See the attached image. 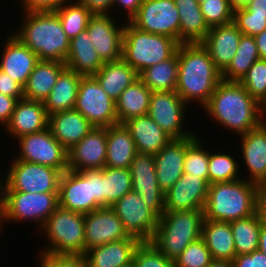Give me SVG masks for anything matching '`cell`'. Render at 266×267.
I'll return each instance as SVG.
<instances>
[{
    "label": "cell",
    "instance_id": "obj_18",
    "mask_svg": "<svg viewBox=\"0 0 266 267\" xmlns=\"http://www.w3.org/2000/svg\"><path fill=\"white\" fill-rule=\"evenodd\" d=\"M84 249L129 238L122 221L111 207H101L84 214Z\"/></svg>",
    "mask_w": 266,
    "mask_h": 267
},
{
    "label": "cell",
    "instance_id": "obj_37",
    "mask_svg": "<svg viewBox=\"0 0 266 267\" xmlns=\"http://www.w3.org/2000/svg\"><path fill=\"white\" fill-rule=\"evenodd\" d=\"M138 76L152 92L175 90L178 76V48L171 58L144 69Z\"/></svg>",
    "mask_w": 266,
    "mask_h": 267
},
{
    "label": "cell",
    "instance_id": "obj_46",
    "mask_svg": "<svg viewBox=\"0 0 266 267\" xmlns=\"http://www.w3.org/2000/svg\"><path fill=\"white\" fill-rule=\"evenodd\" d=\"M212 260L204 240L199 238L190 243L174 262L175 267H207Z\"/></svg>",
    "mask_w": 266,
    "mask_h": 267
},
{
    "label": "cell",
    "instance_id": "obj_55",
    "mask_svg": "<svg viewBox=\"0 0 266 267\" xmlns=\"http://www.w3.org/2000/svg\"><path fill=\"white\" fill-rule=\"evenodd\" d=\"M93 15L108 14L114 0H79Z\"/></svg>",
    "mask_w": 266,
    "mask_h": 267
},
{
    "label": "cell",
    "instance_id": "obj_34",
    "mask_svg": "<svg viewBox=\"0 0 266 267\" xmlns=\"http://www.w3.org/2000/svg\"><path fill=\"white\" fill-rule=\"evenodd\" d=\"M82 76L69 68H65L60 73L50 94L43 101L48 115L74 109Z\"/></svg>",
    "mask_w": 266,
    "mask_h": 267
},
{
    "label": "cell",
    "instance_id": "obj_66",
    "mask_svg": "<svg viewBox=\"0 0 266 267\" xmlns=\"http://www.w3.org/2000/svg\"><path fill=\"white\" fill-rule=\"evenodd\" d=\"M204 1H206V0H197V2H198L199 4L203 3Z\"/></svg>",
    "mask_w": 266,
    "mask_h": 267
},
{
    "label": "cell",
    "instance_id": "obj_41",
    "mask_svg": "<svg viewBox=\"0 0 266 267\" xmlns=\"http://www.w3.org/2000/svg\"><path fill=\"white\" fill-rule=\"evenodd\" d=\"M55 12L70 40L87 29L88 21L93 15L79 0L65 3Z\"/></svg>",
    "mask_w": 266,
    "mask_h": 267
},
{
    "label": "cell",
    "instance_id": "obj_64",
    "mask_svg": "<svg viewBox=\"0 0 266 267\" xmlns=\"http://www.w3.org/2000/svg\"><path fill=\"white\" fill-rule=\"evenodd\" d=\"M263 119H264V122H266V102L263 105Z\"/></svg>",
    "mask_w": 266,
    "mask_h": 267
},
{
    "label": "cell",
    "instance_id": "obj_54",
    "mask_svg": "<svg viewBox=\"0 0 266 267\" xmlns=\"http://www.w3.org/2000/svg\"><path fill=\"white\" fill-rule=\"evenodd\" d=\"M17 101L15 97L0 93V124L3 125L2 127L8 124Z\"/></svg>",
    "mask_w": 266,
    "mask_h": 267
},
{
    "label": "cell",
    "instance_id": "obj_52",
    "mask_svg": "<svg viewBox=\"0 0 266 267\" xmlns=\"http://www.w3.org/2000/svg\"><path fill=\"white\" fill-rule=\"evenodd\" d=\"M0 93L10 97H15L17 100L23 99V87L1 69Z\"/></svg>",
    "mask_w": 266,
    "mask_h": 267
},
{
    "label": "cell",
    "instance_id": "obj_8",
    "mask_svg": "<svg viewBox=\"0 0 266 267\" xmlns=\"http://www.w3.org/2000/svg\"><path fill=\"white\" fill-rule=\"evenodd\" d=\"M59 207L58 193H26L6 191L0 210V229L9 222L33 221L43 228L50 215ZM9 221V222H8ZM7 222V223H6Z\"/></svg>",
    "mask_w": 266,
    "mask_h": 267
},
{
    "label": "cell",
    "instance_id": "obj_40",
    "mask_svg": "<svg viewBox=\"0 0 266 267\" xmlns=\"http://www.w3.org/2000/svg\"><path fill=\"white\" fill-rule=\"evenodd\" d=\"M132 191L130 168H103V207H111Z\"/></svg>",
    "mask_w": 266,
    "mask_h": 267
},
{
    "label": "cell",
    "instance_id": "obj_56",
    "mask_svg": "<svg viewBox=\"0 0 266 267\" xmlns=\"http://www.w3.org/2000/svg\"><path fill=\"white\" fill-rule=\"evenodd\" d=\"M256 212L266 222V181L256 183Z\"/></svg>",
    "mask_w": 266,
    "mask_h": 267
},
{
    "label": "cell",
    "instance_id": "obj_58",
    "mask_svg": "<svg viewBox=\"0 0 266 267\" xmlns=\"http://www.w3.org/2000/svg\"><path fill=\"white\" fill-rule=\"evenodd\" d=\"M245 8L251 13L266 15V0H253Z\"/></svg>",
    "mask_w": 266,
    "mask_h": 267
},
{
    "label": "cell",
    "instance_id": "obj_25",
    "mask_svg": "<svg viewBox=\"0 0 266 267\" xmlns=\"http://www.w3.org/2000/svg\"><path fill=\"white\" fill-rule=\"evenodd\" d=\"M142 241L134 236L88 249V267H124L133 262L134 252Z\"/></svg>",
    "mask_w": 266,
    "mask_h": 267
},
{
    "label": "cell",
    "instance_id": "obj_60",
    "mask_svg": "<svg viewBox=\"0 0 266 267\" xmlns=\"http://www.w3.org/2000/svg\"><path fill=\"white\" fill-rule=\"evenodd\" d=\"M258 250L263 252L264 255H266V222L261 225Z\"/></svg>",
    "mask_w": 266,
    "mask_h": 267
},
{
    "label": "cell",
    "instance_id": "obj_29",
    "mask_svg": "<svg viewBox=\"0 0 266 267\" xmlns=\"http://www.w3.org/2000/svg\"><path fill=\"white\" fill-rule=\"evenodd\" d=\"M97 54L87 30L70 40V49L65 65L83 76L94 75L104 65Z\"/></svg>",
    "mask_w": 266,
    "mask_h": 267
},
{
    "label": "cell",
    "instance_id": "obj_43",
    "mask_svg": "<svg viewBox=\"0 0 266 267\" xmlns=\"http://www.w3.org/2000/svg\"><path fill=\"white\" fill-rule=\"evenodd\" d=\"M239 164L233 155L228 153L209 151V184L217 182L236 181L243 177H240Z\"/></svg>",
    "mask_w": 266,
    "mask_h": 267
},
{
    "label": "cell",
    "instance_id": "obj_13",
    "mask_svg": "<svg viewBox=\"0 0 266 267\" xmlns=\"http://www.w3.org/2000/svg\"><path fill=\"white\" fill-rule=\"evenodd\" d=\"M186 108V109H185ZM188 104L175 91L152 92L148 115L172 139L191 137L196 133L183 129Z\"/></svg>",
    "mask_w": 266,
    "mask_h": 267
},
{
    "label": "cell",
    "instance_id": "obj_9",
    "mask_svg": "<svg viewBox=\"0 0 266 267\" xmlns=\"http://www.w3.org/2000/svg\"><path fill=\"white\" fill-rule=\"evenodd\" d=\"M6 177V191L58 193L61 172L55 168L13 158Z\"/></svg>",
    "mask_w": 266,
    "mask_h": 267
},
{
    "label": "cell",
    "instance_id": "obj_53",
    "mask_svg": "<svg viewBox=\"0 0 266 267\" xmlns=\"http://www.w3.org/2000/svg\"><path fill=\"white\" fill-rule=\"evenodd\" d=\"M82 172L92 180L93 197L103 207V169L84 170Z\"/></svg>",
    "mask_w": 266,
    "mask_h": 267
},
{
    "label": "cell",
    "instance_id": "obj_63",
    "mask_svg": "<svg viewBox=\"0 0 266 267\" xmlns=\"http://www.w3.org/2000/svg\"><path fill=\"white\" fill-rule=\"evenodd\" d=\"M3 178L1 179L0 176V210L2 208L4 198H5V192H6V178H5V183L2 182ZM2 182V183H1Z\"/></svg>",
    "mask_w": 266,
    "mask_h": 267
},
{
    "label": "cell",
    "instance_id": "obj_28",
    "mask_svg": "<svg viewBox=\"0 0 266 267\" xmlns=\"http://www.w3.org/2000/svg\"><path fill=\"white\" fill-rule=\"evenodd\" d=\"M124 124L140 153L156 154L172 139L148 114L130 118Z\"/></svg>",
    "mask_w": 266,
    "mask_h": 267
},
{
    "label": "cell",
    "instance_id": "obj_16",
    "mask_svg": "<svg viewBox=\"0 0 266 267\" xmlns=\"http://www.w3.org/2000/svg\"><path fill=\"white\" fill-rule=\"evenodd\" d=\"M58 200L61 208L81 214L102 207L93 197L92 180L83 172L69 169L61 174Z\"/></svg>",
    "mask_w": 266,
    "mask_h": 267
},
{
    "label": "cell",
    "instance_id": "obj_7",
    "mask_svg": "<svg viewBox=\"0 0 266 267\" xmlns=\"http://www.w3.org/2000/svg\"><path fill=\"white\" fill-rule=\"evenodd\" d=\"M46 234L48 245L40 253L85 254L84 214L60 206L50 215L41 229Z\"/></svg>",
    "mask_w": 266,
    "mask_h": 267
},
{
    "label": "cell",
    "instance_id": "obj_5",
    "mask_svg": "<svg viewBox=\"0 0 266 267\" xmlns=\"http://www.w3.org/2000/svg\"><path fill=\"white\" fill-rule=\"evenodd\" d=\"M203 210L164 212L150 242L168 259L175 260L192 242L201 238Z\"/></svg>",
    "mask_w": 266,
    "mask_h": 267
},
{
    "label": "cell",
    "instance_id": "obj_1",
    "mask_svg": "<svg viewBox=\"0 0 266 267\" xmlns=\"http://www.w3.org/2000/svg\"><path fill=\"white\" fill-rule=\"evenodd\" d=\"M222 127L237 135L246 134L263 122V106L240 82L221 81L202 107Z\"/></svg>",
    "mask_w": 266,
    "mask_h": 267
},
{
    "label": "cell",
    "instance_id": "obj_10",
    "mask_svg": "<svg viewBox=\"0 0 266 267\" xmlns=\"http://www.w3.org/2000/svg\"><path fill=\"white\" fill-rule=\"evenodd\" d=\"M74 109L94 127H109L118 123L116 102L107 95L93 75L82 76Z\"/></svg>",
    "mask_w": 266,
    "mask_h": 267
},
{
    "label": "cell",
    "instance_id": "obj_42",
    "mask_svg": "<svg viewBox=\"0 0 266 267\" xmlns=\"http://www.w3.org/2000/svg\"><path fill=\"white\" fill-rule=\"evenodd\" d=\"M197 134L198 133L191 137H186L184 173L200 176L209 183V150L206 148L204 149L203 142Z\"/></svg>",
    "mask_w": 266,
    "mask_h": 267
},
{
    "label": "cell",
    "instance_id": "obj_26",
    "mask_svg": "<svg viewBox=\"0 0 266 267\" xmlns=\"http://www.w3.org/2000/svg\"><path fill=\"white\" fill-rule=\"evenodd\" d=\"M241 137L242 159L249 171L246 179L253 183L265 181L266 177V122Z\"/></svg>",
    "mask_w": 266,
    "mask_h": 267
},
{
    "label": "cell",
    "instance_id": "obj_65",
    "mask_svg": "<svg viewBox=\"0 0 266 267\" xmlns=\"http://www.w3.org/2000/svg\"><path fill=\"white\" fill-rule=\"evenodd\" d=\"M124 267H137V266L134 264V262H132V263H130L129 265L124 266Z\"/></svg>",
    "mask_w": 266,
    "mask_h": 267
},
{
    "label": "cell",
    "instance_id": "obj_59",
    "mask_svg": "<svg viewBox=\"0 0 266 267\" xmlns=\"http://www.w3.org/2000/svg\"><path fill=\"white\" fill-rule=\"evenodd\" d=\"M260 59H266V29L254 36Z\"/></svg>",
    "mask_w": 266,
    "mask_h": 267
},
{
    "label": "cell",
    "instance_id": "obj_11",
    "mask_svg": "<svg viewBox=\"0 0 266 267\" xmlns=\"http://www.w3.org/2000/svg\"><path fill=\"white\" fill-rule=\"evenodd\" d=\"M17 140L20 154L16 159L46 165L61 173L68 170V150L54 138L49 128Z\"/></svg>",
    "mask_w": 266,
    "mask_h": 267
},
{
    "label": "cell",
    "instance_id": "obj_51",
    "mask_svg": "<svg viewBox=\"0 0 266 267\" xmlns=\"http://www.w3.org/2000/svg\"><path fill=\"white\" fill-rule=\"evenodd\" d=\"M232 264L233 267H266V255L259 250L250 254L236 255Z\"/></svg>",
    "mask_w": 266,
    "mask_h": 267
},
{
    "label": "cell",
    "instance_id": "obj_15",
    "mask_svg": "<svg viewBox=\"0 0 266 267\" xmlns=\"http://www.w3.org/2000/svg\"><path fill=\"white\" fill-rule=\"evenodd\" d=\"M130 171L132 190L160 218L165 212L164 192L158 186L154 154L137 152L131 162Z\"/></svg>",
    "mask_w": 266,
    "mask_h": 267
},
{
    "label": "cell",
    "instance_id": "obj_21",
    "mask_svg": "<svg viewBox=\"0 0 266 267\" xmlns=\"http://www.w3.org/2000/svg\"><path fill=\"white\" fill-rule=\"evenodd\" d=\"M7 37L0 59V69L24 88L39 58L13 34Z\"/></svg>",
    "mask_w": 266,
    "mask_h": 267
},
{
    "label": "cell",
    "instance_id": "obj_32",
    "mask_svg": "<svg viewBox=\"0 0 266 267\" xmlns=\"http://www.w3.org/2000/svg\"><path fill=\"white\" fill-rule=\"evenodd\" d=\"M93 76L114 101L119 98L124 89L139 78L137 71L122 58L105 62Z\"/></svg>",
    "mask_w": 266,
    "mask_h": 267
},
{
    "label": "cell",
    "instance_id": "obj_36",
    "mask_svg": "<svg viewBox=\"0 0 266 267\" xmlns=\"http://www.w3.org/2000/svg\"><path fill=\"white\" fill-rule=\"evenodd\" d=\"M152 91L138 78L122 91L116 102L118 123L148 114Z\"/></svg>",
    "mask_w": 266,
    "mask_h": 267
},
{
    "label": "cell",
    "instance_id": "obj_14",
    "mask_svg": "<svg viewBox=\"0 0 266 267\" xmlns=\"http://www.w3.org/2000/svg\"><path fill=\"white\" fill-rule=\"evenodd\" d=\"M111 208L122 221L130 236L150 241L158 226L159 217L149 209L133 190L125 194Z\"/></svg>",
    "mask_w": 266,
    "mask_h": 267
},
{
    "label": "cell",
    "instance_id": "obj_4",
    "mask_svg": "<svg viewBox=\"0 0 266 267\" xmlns=\"http://www.w3.org/2000/svg\"><path fill=\"white\" fill-rule=\"evenodd\" d=\"M205 219L231 222L256 213V184L246 179L209 184Z\"/></svg>",
    "mask_w": 266,
    "mask_h": 267
},
{
    "label": "cell",
    "instance_id": "obj_30",
    "mask_svg": "<svg viewBox=\"0 0 266 267\" xmlns=\"http://www.w3.org/2000/svg\"><path fill=\"white\" fill-rule=\"evenodd\" d=\"M65 68L60 61L39 60L23 88V99L43 102Z\"/></svg>",
    "mask_w": 266,
    "mask_h": 267
},
{
    "label": "cell",
    "instance_id": "obj_22",
    "mask_svg": "<svg viewBox=\"0 0 266 267\" xmlns=\"http://www.w3.org/2000/svg\"><path fill=\"white\" fill-rule=\"evenodd\" d=\"M49 115L43 102L18 100L8 124L4 129L16 139L48 128Z\"/></svg>",
    "mask_w": 266,
    "mask_h": 267
},
{
    "label": "cell",
    "instance_id": "obj_49",
    "mask_svg": "<svg viewBox=\"0 0 266 267\" xmlns=\"http://www.w3.org/2000/svg\"><path fill=\"white\" fill-rule=\"evenodd\" d=\"M39 267H88L84 254L40 253Z\"/></svg>",
    "mask_w": 266,
    "mask_h": 267
},
{
    "label": "cell",
    "instance_id": "obj_47",
    "mask_svg": "<svg viewBox=\"0 0 266 267\" xmlns=\"http://www.w3.org/2000/svg\"><path fill=\"white\" fill-rule=\"evenodd\" d=\"M133 262L137 267H175L150 241H142L134 252Z\"/></svg>",
    "mask_w": 266,
    "mask_h": 267
},
{
    "label": "cell",
    "instance_id": "obj_45",
    "mask_svg": "<svg viewBox=\"0 0 266 267\" xmlns=\"http://www.w3.org/2000/svg\"><path fill=\"white\" fill-rule=\"evenodd\" d=\"M200 8L209 28L233 22L234 10L229 0H206Z\"/></svg>",
    "mask_w": 266,
    "mask_h": 267
},
{
    "label": "cell",
    "instance_id": "obj_24",
    "mask_svg": "<svg viewBox=\"0 0 266 267\" xmlns=\"http://www.w3.org/2000/svg\"><path fill=\"white\" fill-rule=\"evenodd\" d=\"M241 36L240 30L231 22L210 28L207 36L201 42L221 73L235 56Z\"/></svg>",
    "mask_w": 266,
    "mask_h": 267
},
{
    "label": "cell",
    "instance_id": "obj_6",
    "mask_svg": "<svg viewBox=\"0 0 266 267\" xmlns=\"http://www.w3.org/2000/svg\"><path fill=\"white\" fill-rule=\"evenodd\" d=\"M179 43L168 36L139 30L125 23L122 39V59L139 74L144 69L171 58Z\"/></svg>",
    "mask_w": 266,
    "mask_h": 267
},
{
    "label": "cell",
    "instance_id": "obj_23",
    "mask_svg": "<svg viewBox=\"0 0 266 267\" xmlns=\"http://www.w3.org/2000/svg\"><path fill=\"white\" fill-rule=\"evenodd\" d=\"M185 156L186 137L171 139L154 154L158 186L164 193L184 174Z\"/></svg>",
    "mask_w": 266,
    "mask_h": 267
},
{
    "label": "cell",
    "instance_id": "obj_31",
    "mask_svg": "<svg viewBox=\"0 0 266 267\" xmlns=\"http://www.w3.org/2000/svg\"><path fill=\"white\" fill-rule=\"evenodd\" d=\"M136 153L135 142L124 123H117L107 127L105 167L130 168Z\"/></svg>",
    "mask_w": 266,
    "mask_h": 267
},
{
    "label": "cell",
    "instance_id": "obj_39",
    "mask_svg": "<svg viewBox=\"0 0 266 267\" xmlns=\"http://www.w3.org/2000/svg\"><path fill=\"white\" fill-rule=\"evenodd\" d=\"M264 222L257 212L230 222L236 255L250 254L258 250L259 233Z\"/></svg>",
    "mask_w": 266,
    "mask_h": 267
},
{
    "label": "cell",
    "instance_id": "obj_61",
    "mask_svg": "<svg viewBox=\"0 0 266 267\" xmlns=\"http://www.w3.org/2000/svg\"><path fill=\"white\" fill-rule=\"evenodd\" d=\"M233 10L245 8L253 0H229Z\"/></svg>",
    "mask_w": 266,
    "mask_h": 267
},
{
    "label": "cell",
    "instance_id": "obj_35",
    "mask_svg": "<svg viewBox=\"0 0 266 267\" xmlns=\"http://www.w3.org/2000/svg\"><path fill=\"white\" fill-rule=\"evenodd\" d=\"M180 18V44L201 43L210 28L197 0H174Z\"/></svg>",
    "mask_w": 266,
    "mask_h": 267
},
{
    "label": "cell",
    "instance_id": "obj_17",
    "mask_svg": "<svg viewBox=\"0 0 266 267\" xmlns=\"http://www.w3.org/2000/svg\"><path fill=\"white\" fill-rule=\"evenodd\" d=\"M107 156V127H93L76 145L68 150V169H103Z\"/></svg>",
    "mask_w": 266,
    "mask_h": 267
},
{
    "label": "cell",
    "instance_id": "obj_62",
    "mask_svg": "<svg viewBox=\"0 0 266 267\" xmlns=\"http://www.w3.org/2000/svg\"><path fill=\"white\" fill-rule=\"evenodd\" d=\"M207 267H233V264L227 260H212Z\"/></svg>",
    "mask_w": 266,
    "mask_h": 267
},
{
    "label": "cell",
    "instance_id": "obj_20",
    "mask_svg": "<svg viewBox=\"0 0 266 267\" xmlns=\"http://www.w3.org/2000/svg\"><path fill=\"white\" fill-rule=\"evenodd\" d=\"M112 15H92L88 21L87 32L97 54L104 62L122 58V39L125 24H117Z\"/></svg>",
    "mask_w": 266,
    "mask_h": 267
},
{
    "label": "cell",
    "instance_id": "obj_48",
    "mask_svg": "<svg viewBox=\"0 0 266 267\" xmlns=\"http://www.w3.org/2000/svg\"><path fill=\"white\" fill-rule=\"evenodd\" d=\"M233 23L244 35L255 36L266 29V15L254 14L246 8L234 10Z\"/></svg>",
    "mask_w": 266,
    "mask_h": 267
},
{
    "label": "cell",
    "instance_id": "obj_27",
    "mask_svg": "<svg viewBox=\"0 0 266 267\" xmlns=\"http://www.w3.org/2000/svg\"><path fill=\"white\" fill-rule=\"evenodd\" d=\"M94 126L77 110H65L49 115L48 128L54 138L70 150L84 138Z\"/></svg>",
    "mask_w": 266,
    "mask_h": 267
},
{
    "label": "cell",
    "instance_id": "obj_50",
    "mask_svg": "<svg viewBox=\"0 0 266 267\" xmlns=\"http://www.w3.org/2000/svg\"><path fill=\"white\" fill-rule=\"evenodd\" d=\"M74 1V0H73ZM23 11L45 12L55 11L70 0H20Z\"/></svg>",
    "mask_w": 266,
    "mask_h": 267
},
{
    "label": "cell",
    "instance_id": "obj_57",
    "mask_svg": "<svg viewBox=\"0 0 266 267\" xmlns=\"http://www.w3.org/2000/svg\"><path fill=\"white\" fill-rule=\"evenodd\" d=\"M144 0H114L113 2V8L116 6L122 7L124 10L126 9V13L124 14L128 22L136 15L138 12L141 4Z\"/></svg>",
    "mask_w": 266,
    "mask_h": 267
},
{
    "label": "cell",
    "instance_id": "obj_38",
    "mask_svg": "<svg viewBox=\"0 0 266 267\" xmlns=\"http://www.w3.org/2000/svg\"><path fill=\"white\" fill-rule=\"evenodd\" d=\"M260 59L254 36L242 34L236 54L228 67L221 73L223 81L240 82L249 68Z\"/></svg>",
    "mask_w": 266,
    "mask_h": 267
},
{
    "label": "cell",
    "instance_id": "obj_2",
    "mask_svg": "<svg viewBox=\"0 0 266 267\" xmlns=\"http://www.w3.org/2000/svg\"><path fill=\"white\" fill-rule=\"evenodd\" d=\"M221 81V72L201 43L179 44L175 91L186 104L194 101L203 107Z\"/></svg>",
    "mask_w": 266,
    "mask_h": 267
},
{
    "label": "cell",
    "instance_id": "obj_19",
    "mask_svg": "<svg viewBox=\"0 0 266 267\" xmlns=\"http://www.w3.org/2000/svg\"><path fill=\"white\" fill-rule=\"evenodd\" d=\"M209 183L200 176L184 173L164 193L165 212L181 210H203Z\"/></svg>",
    "mask_w": 266,
    "mask_h": 267
},
{
    "label": "cell",
    "instance_id": "obj_3",
    "mask_svg": "<svg viewBox=\"0 0 266 267\" xmlns=\"http://www.w3.org/2000/svg\"><path fill=\"white\" fill-rule=\"evenodd\" d=\"M20 29L12 33L29 47L39 60H54L65 63L70 49V39L62 28L55 11L28 12ZM18 31V32H17Z\"/></svg>",
    "mask_w": 266,
    "mask_h": 267
},
{
    "label": "cell",
    "instance_id": "obj_44",
    "mask_svg": "<svg viewBox=\"0 0 266 267\" xmlns=\"http://www.w3.org/2000/svg\"><path fill=\"white\" fill-rule=\"evenodd\" d=\"M240 83L263 106L266 102V59L255 61Z\"/></svg>",
    "mask_w": 266,
    "mask_h": 267
},
{
    "label": "cell",
    "instance_id": "obj_33",
    "mask_svg": "<svg viewBox=\"0 0 266 267\" xmlns=\"http://www.w3.org/2000/svg\"><path fill=\"white\" fill-rule=\"evenodd\" d=\"M201 238L213 260L233 261L236 250L230 222L204 219Z\"/></svg>",
    "mask_w": 266,
    "mask_h": 267
},
{
    "label": "cell",
    "instance_id": "obj_12",
    "mask_svg": "<svg viewBox=\"0 0 266 267\" xmlns=\"http://www.w3.org/2000/svg\"><path fill=\"white\" fill-rule=\"evenodd\" d=\"M174 0H144L130 23L139 30L165 35L180 44V18Z\"/></svg>",
    "mask_w": 266,
    "mask_h": 267
}]
</instances>
